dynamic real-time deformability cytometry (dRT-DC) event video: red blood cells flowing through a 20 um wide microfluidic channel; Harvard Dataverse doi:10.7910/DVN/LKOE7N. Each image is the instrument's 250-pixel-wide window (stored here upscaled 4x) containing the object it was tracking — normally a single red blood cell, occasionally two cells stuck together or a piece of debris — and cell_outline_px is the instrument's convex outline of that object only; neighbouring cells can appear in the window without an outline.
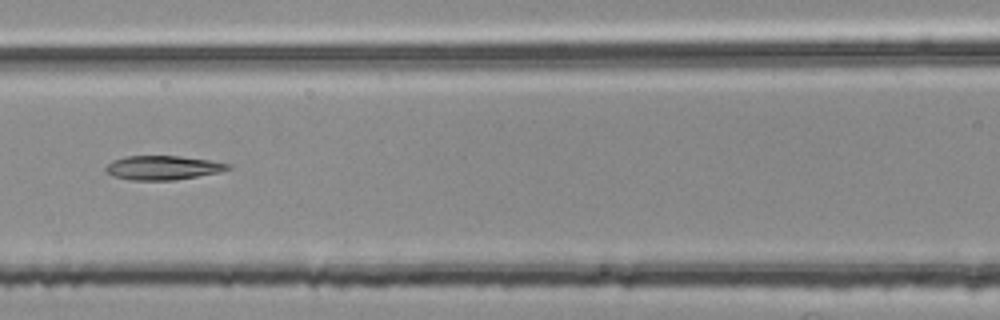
{"species": "common noctule bat (a hibernating species)", "species_latin": "Nyctalus noctula", "temperature_condition": "room temperature", "stored_images_in_passage": 51, "segment_of_instrument_passage": [2, 2], "camera_frame_rate_fps": 3000, "um_per_image_px": 0.085, "animal": {"sex": "female", "body_mass_g": 25.1}, "frame": {"image": 1, "passage_image": 21, "time_ms": 6.667, "image_size_px": [1000, 320], "cell_outline_px": [[232, 168], [220, 172], [176, 180], [132, 180], [112, 176], [104, 172], [104, 168], [112, 160], [124, 156], [176, 156], [208, 160], [232, 164]], "centroid_in_image_um": [13.81, 14.26], "position_along_channel_um": 152.8, "area_um2": 17.28}}
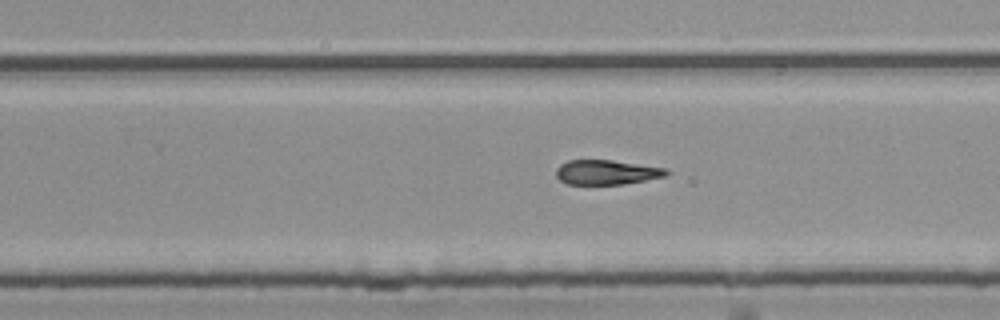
{"frame": {"image": 2, "passage_image": 31, "time_ms": 10.0, "image_size_px": [1000, 320], "cell_outline_px": [[672, 172], [668, 176], [624, 184], [564, 184], [556, 176], [556, 168], [560, 164], [568, 160], [612, 160], [668, 168]], "centroid_in_image_um": [51.6, 14.64], "position_along_channel_um": 278.2, "area_um2": 16.13}}
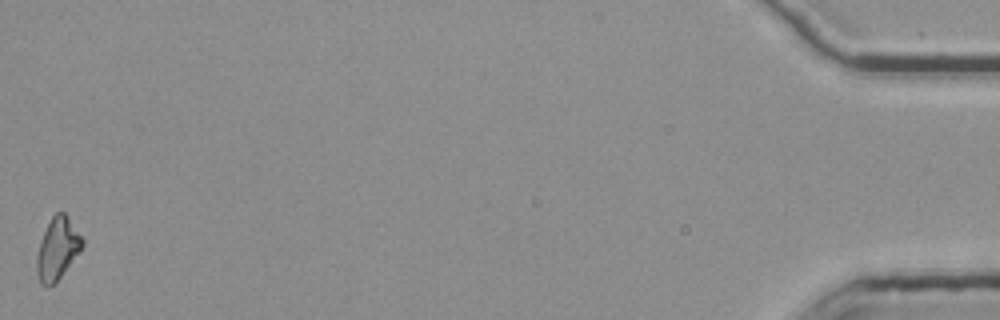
{"frame": {"image": 3, "passage_image": 51, "time_ms": 16.667, "image_size_px": [1000, 320], "cell_outline_px": [[84, 244], [80, 252], [60, 276], [52, 284], [40, 284], [36, 272], [36, 256], [40, 240], [52, 216], [56, 212], [64, 212], [84, 240]], "centroid_in_image_um": [4.87, 21.12], "position_along_channel_um": 430.3, "area_um2": 16.13}}